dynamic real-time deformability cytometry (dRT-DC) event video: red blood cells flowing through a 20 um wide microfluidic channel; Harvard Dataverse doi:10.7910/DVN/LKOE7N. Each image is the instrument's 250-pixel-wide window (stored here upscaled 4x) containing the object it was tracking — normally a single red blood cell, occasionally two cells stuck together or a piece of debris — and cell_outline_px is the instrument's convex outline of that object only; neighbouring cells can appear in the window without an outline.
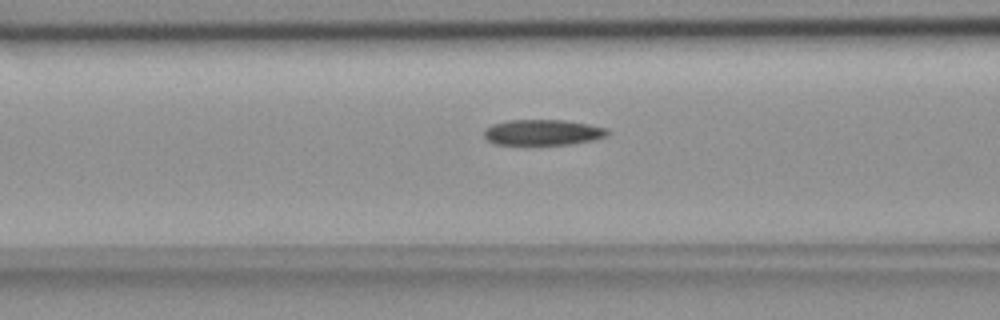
{"species": "common noctule bat (a hibernating species)", "species_latin": "Nyctalus noctula", "temperature_condition": "room temperature", "stored_images_in_passage": 55, "camera_frame_rate_fps": 3000, "um_per_image_px": 0.085, "animal": {"sex": "female", "body_mass_g": 18.4}, "frame": {"image": 1, "passage_image": 22, "time_ms": 7.0, "image_size_px": [1000, 320], "cell_outline_px": [[612, 132], [608, 136], [592, 140], [572, 144], [492, 144], [484, 136], [484, 128], [492, 124], [508, 120], [564, 120], [588, 124], [608, 128]], "centroid_in_image_um": [46.16, 11.25], "position_along_channel_um": 120.4, "area_um2": 18.61}}
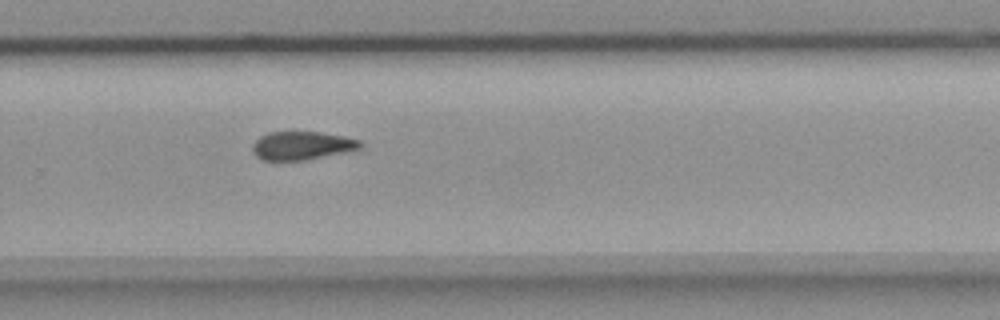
{"frame": {"image": 2, "passage_image": 37, "time_ms": 12.0, "image_size_px": [1000, 320], "cell_outline_px": [[364, 144], [360, 148], [344, 152], [304, 160], [276, 164], [260, 160], [252, 152], [252, 144], [260, 136], [268, 132], [320, 132], [344, 136], [360, 140]], "centroid_in_image_um": [25.57, 12.42], "position_along_channel_um": 304.2, "area_um2": 18.44}}
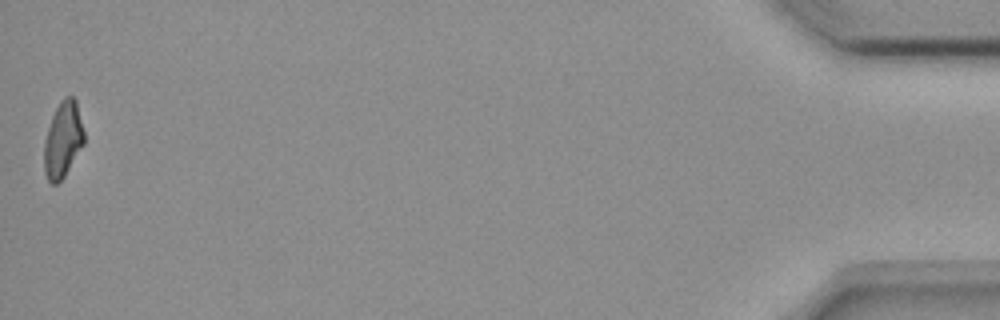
{"frame": {"image": 3, "passage_image": 55, "time_ms": 18.0, "image_size_px": [1000, 320], "cell_outline_px": [[84, 144], [64, 176], [56, 184], [52, 184], [48, 180], [44, 172], [44, 140], [52, 116], [60, 100], [64, 96], [72, 96], [76, 100], [84, 132]], "centroid_in_image_um": [5.34, 11.86], "position_along_channel_um": 429.9, "area_um2": 17.63}, "authors_computed_cell_mechanics": {"area_um2": 18.785, "velocity_mm_per_s": 3.6828, "shape_relaxation_time_tau1_ms": null, "shape_relaxation_time_tau2_ms": 6.1256, "deformation_change_tau1": null, "deformation_change_tau2": 0.1456}}